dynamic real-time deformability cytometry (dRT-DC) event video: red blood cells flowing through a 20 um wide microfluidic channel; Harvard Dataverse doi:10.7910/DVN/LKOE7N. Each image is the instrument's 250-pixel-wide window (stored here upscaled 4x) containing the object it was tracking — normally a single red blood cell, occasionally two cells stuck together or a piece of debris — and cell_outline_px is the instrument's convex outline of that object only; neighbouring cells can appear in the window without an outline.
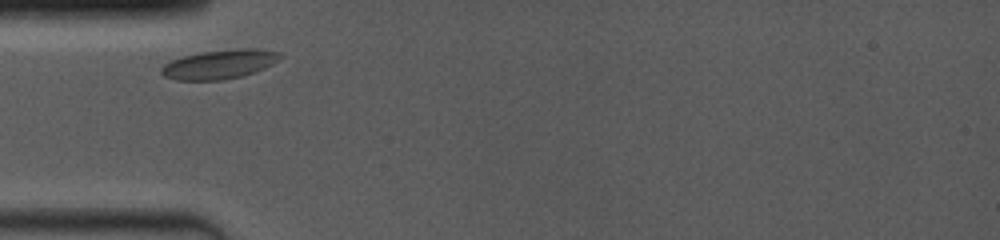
{"species": "common noctule bat (a hibernating species)", "species_latin": "Nyctalus noctula", "temperature_condition": "room temperature", "stored_images_in_passage": 12, "camera_frame_rate_fps": 4000, "um_per_image_px": 0.085, "animal": {"sex": "female", "body_mass_g": 19.0, "forearm_length_mm": 53.3}, "frame": {"image": 1, "passage_image": 1, "time_ms": 0.0, "image_size_px": [1000, 240], "cell_outline_px": [[284, 56], [272, 64], [264, 68], [244, 76], [224, 80], [176, 80], [164, 76], [160, 72], [160, 68], [164, 64], [172, 60], [184, 56], [200, 52], [240, 48], [256, 48], [280, 52]], "centroid_in_image_um": [18.68, 5.46], "position_along_channel_um": 66.3, "area_um2": 20.35}}
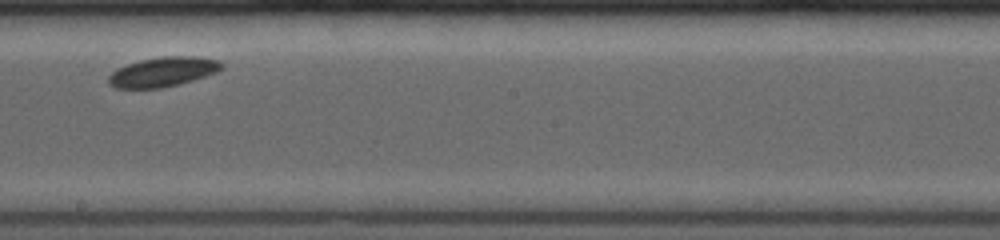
{"frame": {"image": 2, "passage_image": 7, "time_ms": 4.5, "image_size_px": [1000, 240], "cell_outline_px": [[224, 68], [216, 72], [180, 84], [160, 88], [116, 88], [108, 84], [108, 76], [116, 68], [140, 60], [160, 56], [196, 56], [220, 60], [224, 64]], "centroid_in_image_um": [13.85, 6.1], "position_along_channel_um": 234.3, "area_um2": 19.65}}
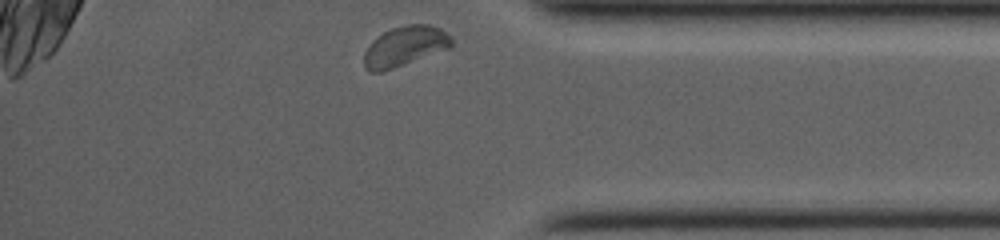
{"frame": {"image": 3, "passage_image": 12, "time_ms": 9.0, "image_size_px": [1000, 240], "cell_outline_px": [[452, 44], [448, 48], [392, 68], [380, 72], [368, 72], [364, 68], [364, 52], [372, 40], [384, 32], [392, 28], [404, 24], [428, 24], [440, 28], [452, 36]], "centroid_in_image_um": [34.38, 3.91], "position_along_channel_um": 400.8, "area_um2": 20.17}}